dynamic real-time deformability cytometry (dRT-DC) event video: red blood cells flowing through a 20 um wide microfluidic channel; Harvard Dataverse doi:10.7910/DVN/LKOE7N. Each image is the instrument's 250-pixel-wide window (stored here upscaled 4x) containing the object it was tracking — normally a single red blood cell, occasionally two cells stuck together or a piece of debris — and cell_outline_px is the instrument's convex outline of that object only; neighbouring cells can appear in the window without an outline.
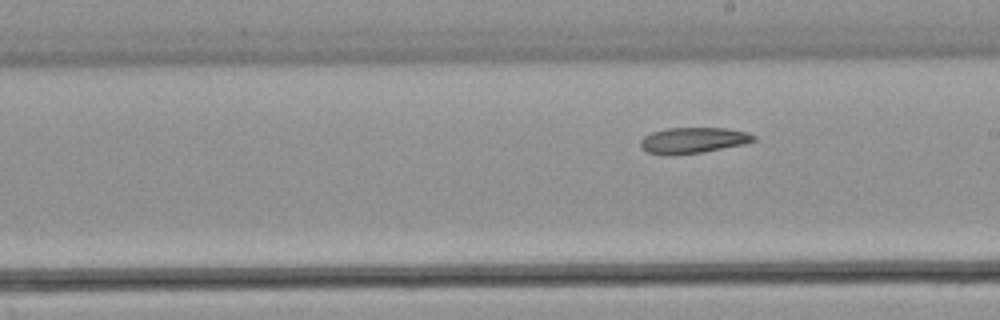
{"species": "common noctule bat (a hibernating species)", "species_latin": "Nyctalus noctula", "temperature_condition": "warm", "stored_images_in_passage": 15, "segment_of_instrument_passage": [2, 2], "camera_frame_rate_fps": 3000, "um_per_image_px": 0.085, "animal": {"sex": "male", "body_mass_g": 21.5, "forearm_length_mm": 52.0}, "frame": {"image": 1, "passage_image": 15, "time_ms": 4.667, "image_size_px": [1000, 320], "cell_outline_px": [[756, 140], [744, 144], [700, 152], [672, 156], [668, 156], [648, 152], [640, 148], [640, 140], [644, 136], [652, 132], [668, 128], [728, 128], [748, 132], [756, 136]], "centroid_in_image_um": [58.9, 11.93], "position_along_channel_um": 230.1, "area_um2": 17.17}}